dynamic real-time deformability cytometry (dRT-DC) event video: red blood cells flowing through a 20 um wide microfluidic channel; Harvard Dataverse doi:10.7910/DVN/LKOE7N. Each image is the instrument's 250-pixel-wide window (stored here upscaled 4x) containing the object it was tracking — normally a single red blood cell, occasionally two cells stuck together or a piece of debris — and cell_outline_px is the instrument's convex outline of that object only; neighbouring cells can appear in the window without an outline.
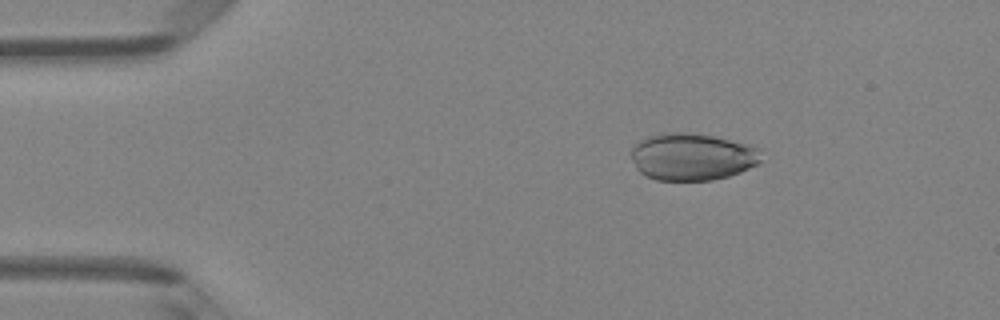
{"species": "Egyptian fruit bat (a non-hibernating species)", "species_latin": "Rousettus aegyptiacus", "temperature_condition": "room temperature", "stored_images_in_passage": 48, "camera_frame_rate_fps": 3000, "um_per_image_px": 0.085, "animal": {"sex": "female"}, "frame": {"image": 1, "passage_image": 8, "time_ms": 2.333, "image_size_px": [1000, 320], "cell_outline_px": [[760, 160], [756, 164], [740, 172], [728, 176], [712, 180], [656, 180], [644, 176], [636, 168], [632, 160], [632, 148], [640, 140], [648, 136], [676, 132], [688, 132], [712, 136], [748, 144], [760, 148]], "centroid_in_image_um": [58.82, 13.33], "position_along_channel_um": 26.2, "area_um2": 35.55}}
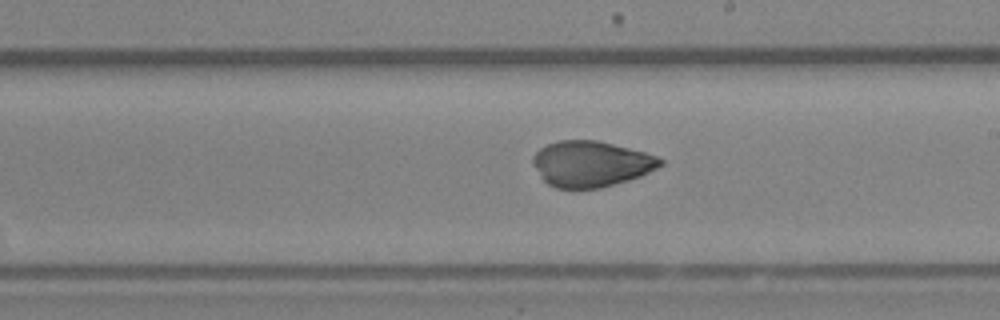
{"frame": {"image": 2, "passage_image": 28, "time_ms": 9.0, "image_size_px": [1000, 320], "cell_outline_px": [[664, 164], [640, 176], [628, 180], [600, 188], [556, 188], [548, 184], [540, 176], [532, 164], [532, 156], [540, 148], [548, 144], [560, 140], [596, 140], [644, 152], [656, 156], [664, 160]], "centroid_in_image_um": [50.21, 13.93], "position_along_channel_um": 238.8, "area_um2": 33.81}}
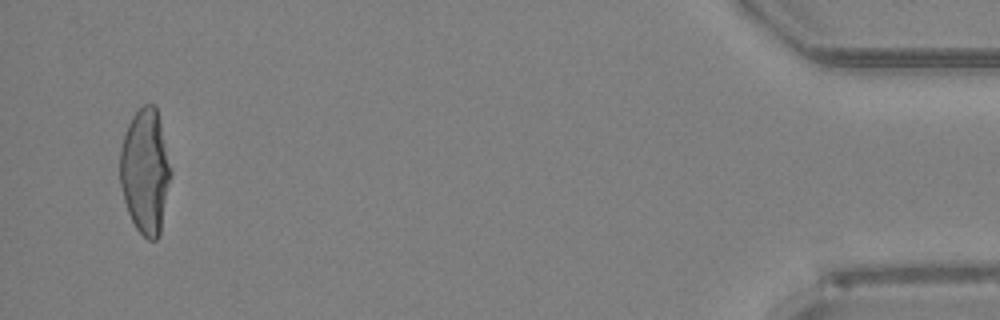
{"frame": {"image": 3, "passage_image": 47, "time_ms": 15.333, "image_size_px": [1000, 320], "cell_outline_px": [[172, 172], [160, 236], [156, 240], [148, 240], [136, 228], [128, 212], [124, 200], [120, 184], [120, 148], [128, 124], [132, 116], [144, 104], [152, 104], [156, 108], [160, 120]], "centroid_in_image_um": [12.36, 14.58], "position_along_channel_um": 422.8, "area_um2": 37.05}}